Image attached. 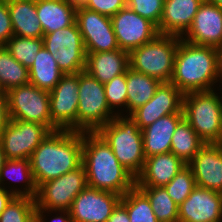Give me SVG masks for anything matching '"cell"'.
<instances>
[{"mask_svg":"<svg viewBox=\"0 0 222 222\" xmlns=\"http://www.w3.org/2000/svg\"><path fill=\"white\" fill-rule=\"evenodd\" d=\"M104 90L110 110L118 105L127 107L126 72L105 83Z\"/></svg>","mask_w":222,"mask_h":222,"instance_id":"obj_37","label":"cell"},{"mask_svg":"<svg viewBox=\"0 0 222 222\" xmlns=\"http://www.w3.org/2000/svg\"><path fill=\"white\" fill-rule=\"evenodd\" d=\"M160 81L128 67L126 70L127 109L131 114L147 103L155 94Z\"/></svg>","mask_w":222,"mask_h":222,"instance_id":"obj_27","label":"cell"},{"mask_svg":"<svg viewBox=\"0 0 222 222\" xmlns=\"http://www.w3.org/2000/svg\"><path fill=\"white\" fill-rule=\"evenodd\" d=\"M36 213L35 199L14 196L0 214V222H34Z\"/></svg>","mask_w":222,"mask_h":222,"instance_id":"obj_34","label":"cell"},{"mask_svg":"<svg viewBox=\"0 0 222 222\" xmlns=\"http://www.w3.org/2000/svg\"><path fill=\"white\" fill-rule=\"evenodd\" d=\"M184 119L205 143L222 139V100L211 91L192 92L183 96Z\"/></svg>","mask_w":222,"mask_h":222,"instance_id":"obj_6","label":"cell"},{"mask_svg":"<svg viewBox=\"0 0 222 222\" xmlns=\"http://www.w3.org/2000/svg\"><path fill=\"white\" fill-rule=\"evenodd\" d=\"M79 73L64 74L49 92L52 131H77Z\"/></svg>","mask_w":222,"mask_h":222,"instance_id":"obj_11","label":"cell"},{"mask_svg":"<svg viewBox=\"0 0 222 222\" xmlns=\"http://www.w3.org/2000/svg\"><path fill=\"white\" fill-rule=\"evenodd\" d=\"M183 96L171 82H161L154 96L129 115L142 130L162 116L183 112Z\"/></svg>","mask_w":222,"mask_h":222,"instance_id":"obj_16","label":"cell"},{"mask_svg":"<svg viewBox=\"0 0 222 222\" xmlns=\"http://www.w3.org/2000/svg\"><path fill=\"white\" fill-rule=\"evenodd\" d=\"M187 165L196 186L222 194V148L218 143H205Z\"/></svg>","mask_w":222,"mask_h":222,"instance_id":"obj_18","label":"cell"},{"mask_svg":"<svg viewBox=\"0 0 222 222\" xmlns=\"http://www.w3.org/2000/svg\"><path fill=\"white\" fill-rule=\"evenodd\" d=\"M120 203L126 208L130 222H159L150 200L136 186L121 196Z\"/></svg>","mask_w":222,"mask_h":222,"instance_id":"obj_30","label":"cell"},{"mask_svg":"<svg viewBox=\"0 0 222 222\" xmlns=\"http://www.w3.org/2000/svg\"><path fill=\"white\" fill-rule=\"evenodd\" d=\"M129 67V52L115 49L108 52L87 53L85 71L105 84L124 74Z\"/></svg>","mask_w":222,"mask_h":222,"instance_id":"obj_22","label":"cell"},{"mask_svg":"<svg viewBox=\"0 0 222 222\" xmlns=\"http://www.w3.org/2000/svg\"><path fill=\"white\" fill-rule=\"evenodd\" d=\"M61 212L66 213L67 217L58 216L55 217L51 222H71L70 211L69 210H61ZM42 208H36V213L34 216V222H44Z\"/></svg>","mask_w":222,"mask_h":222,"instance_id":"obj_42","label":"cell"},{"mask_svg":"<svg viewBox=\"0 0 222 222\" xmlns=\"http://www.w3.org/2000/svg\"><path fill=\"white\" fill-rule=\"evenodd\" d=\"M204 145L205 142L183 118L176 126L171 138L170 151L188 164Z\"/></svg>","mask_w":222,"mask_h":222,"instance_id":"obj_28","label":"cell"},{"mask_svg":"<svg viewBox=\"0 0 222 222\" xmlns=\"http://www.w3.org/2000/svg\"><path fill=\"white\" fill-rule=\"evenodd\" d=\"M6 94L10 119L36 122L52 131L49 91L29 83L14 87Z\"/></svg>","mask_w":222,"mask_h":222,"instance_id":"obj_10","label":"cell"},{"mask_svg":"<svg viewBox=\"0 0 222 222\" xmlns=\"http://www.w3.org/2000/svg\"><path fill=\"white\" fill-rule=\"evenodd\" d=\"M43 46V38L12 36L5 48L12 57L29 69L34 62L35 56Z\"/></svg>","mask_w":222,"mask_h":222,"instance_id":"obj_33","label":"cell"},{"mask_svg":"<svg viewBox=\"0 0 222 222\" xmlns=\"http://www.w3.org/2000/svg\"><path fill=\"white\" fill-rule=\"evenodd\" d=\"M6 160H7L6 155L4 154L2 145L0 143V171L4 167Z\"/></svg>","mask_w":222,"mask_h":222,"instance_id":"obj_45","label":"cell"},{"mask_svg":"<svg viewBox=\"0 0 222 222\" xmlns=\"http://www.w3.org/2000/svg\"><path fill=\"white\" fill-rule=\"evenodd\" d=\"M112 113L106 100L104 84L86 71L80 72L77 131L97 132L114 119L115 115Z\"/></svg>","mask_w":222,"mask_h":222,"instance_id":"obj_7","label":"cell"},{"mask_svg":"<svg viewBox=\"0 0 222 222\" xmlns=\"http://www.w3.org/2000/svg\"><path fill=\"white\" fill-rule=\"evenodd\" d=\"M217 78L216 47L192 44L181 38L170 82L185 95L211 91Z\"/></svg>","mask_w":222,"mask_h":222,"instance_id":"obj_3","label":"cell"},{"mask_svg":"<svg viewBox=\"0 0 222 222\" xmlns=\"http://www.w3.org/2000/svg\"><path fill=\"white\" fill-rule=\"evenodd\" d=\"M83 132L51 131L30 157L37 188L46 181L75 170L82 164Z\"/></svg>","mask_w":222,"mask_h":222,"instance_id":"obj_1","label":"cell"},{"mask_svg":"<svg viewBox=\"0 0 222 222\" xmlns=\"http://www.w3.org/2000/svg\"><path fill=\"white\" fill-rule=\"evenodd\" d=\"M186 34L184 41L192 44L216 48L222 45V8L204 1Z\"/></svg>","mask_w":222,"mask_h":222,"instance_id":"obj_19","label":"cell"},{"mask_svg":"<svg viewBox=\"0 0 222 222\" xmlns=\"http://www.w3.org/2000/svg\"><path fill=\"white\" fill-rule=\"evenodd\" d=\"M66 1L74 6L78 7V6H83V4L85 3L86 0H66Z\"/></svg>","mask_w":222,"mask_h":222,"instance_id":"obj_46","label":"cell"},{"mask_svg":"<svg viewBox=\"0 0 222 222\" xmlns=\"http://www.w3.org/2000/svg\"><path fill=\"white\" fill-rule=\"evenodd\" d=\"M182 37L157 34L152 40L129 52V67L135 71L170 82L175 54Z\"/></svg>","mask_w":222,"mask_h":222,"instance_id":"obj_5","label":"cell"},{"mask_svg":"<svg viewBox=\"0 0 222 222\" xmlns=\"http://www.w3.org/2000/svg\"><path fill=\"white\" fill-rule=\"evenodd\" d=\"M220 146H221V148H222V139H221V141L218 143Z\"/></svg>","mask_w":222,"mask_h":222,"instance_id":"obj_48","label":"cell"},{"mask_svg":"<svg viewBox=\"0 0 222 222\" xmlns=\"http://www.w3.org/2000/svg\"><path fill=\"white\" fill-rule=\"evenodd\" d=\"M150 200L159 222H178V205L164 187H138Z\"/></svg>","mask_w":222,"mask_h":222,"instance_id":"obj_31","label":"cell"},{"mask_svg":"<svg viewBox=\"0 0 222 222\" xmlns=\"http://www.w3.org/2000/svg\"><path fill=\"white\" fill-rule=\"evenodd\" d=\"M126 6L158 28L163 14L164 0H126Z\"/></svg>","mask_w":222,"mask_h":222,"instance_id":"obj_36","label":"cell"},{"mask_svg":"<svg viewBox=\"0 0 222 222\" xmlns=\"http://www.w3.org/2000/svg\"><path fill=\"white\" fill-rule=\"evenodd\" d=\"M76 23L82 34L86 53L108 52L120 49L111 17L83 6L76 8Z\"/></svg>","mask_w":222,"mask_h":222,"instance_id":"obj_13","label":"cell"},{"mask_svg":"<svg viewBox=\"0 0 222 222\" xmlns=\"http://www.w3.org/2000/svg\"><path fill=\"white\" fill-rule=\"evenodd\" d=\"M12 173L13 174L15 173L16 175H13V176L15 177L17 176L19 179L20 177L21 179L25 178L22 180H25V183L27 182L28 185H25L27 186V188H24L25 189L24 191L12 190L11 192L15 196H26V197H31L35 199L37 195V186L33 179L32 170L30 166V159H7L4 164V167L0 171V184L3 181L5 176L10 177Z\"/></svg>","mask_w":222,"mask_h":222,"instance_id":"obj_32","label":"cell"},{"mask_svg":"<svg viewBox=\"0 0 222 222\" xmlns=\"http://www.w3.org/2000/svg\"><path fill=\"white\" fill-rule=\"evenodd\" d=\"M76 8L66 0H36L37 17L44 35L72 25L76 21Z\"/></svg>","mask_w":222,"mask_h":222,"instance_id":"obj_24","label":"cell"},{"mask_svg":"<svg viewBox=\"0 0 222 222\" xmlns=\"http://www.w3.org/2000/svg\"><path fill=\"white\" fill-rule=\"evenodd\" d=\"M28 71L29 83L49 92L55 88L64 75L59 69L55 58L44 45L35 56L33 65Z\"/></svg>","mask_w":222,"mask_h":222,"instance_id":"obj_26","label":"cell"},{"mask_svg":"<svg viewBox=\"0 0 222 222\" xmlns=\"http://www.w3.org/2000/svg\"><path fill=\"white\" fill-rule=\"evenodd\" d=\"M15 195L0 186V214Z\"/></svg>","mask_w":222,"mask_h":222,"instance_id":"obj_43","label":"cell"},{"mask_svg":"<svg viewBox=\"0 0 222 222\" xmlns=\"http://www.w3.org/2000/svg\"><path fill=\"white\" fill-rule=\"evenodd\" d=\"M10 120L7 94L5 91L0 90V136L7 127Z\"/></svg>","mask_w":222,"mask_h":222,"instance_id":"obj_40","label":"cell"},{"mask_svg":"<svg viewBox=\"0 0 222 222\" xmlns=\"http://www.w3.org/2000/svg\"><path fill=\"white\" fill-rule=\"evenodd\" d=\"M126 6V0H86L83 7L108 17L114 16Z\"/></svg>","mask_w":222,"mask_h":222,"instance_id":"obj_38","label":"cell"},{"mask_svg":"<svg viewBox=\"0 0 222 222\" xmlns=\"http://www.w3.org/2000/svg\"><path fill=\"white\" fill-rule=\"evenodd\" d=\"M97 133L110 146L119 163L136 178L146 159L142 130L136 122L131 117L116 115Z\"/></svg>","mask_w":222,"mask_h":222,"instance_id":"obj_4","label":"cell"},{"mask_svg":"<svg viewBox=\"0 0 222 222\" xmlns=\"http://www.w3.org/2000/svg\"><path fill=\"white\" fill-rule=\"evenodd\" d=\"M222 194L196 186L178 206V222H220Z\"/></svg>","mask_w":222,"mask_h":222,"instance_id":"obj_17","label":"cell"},{"mask_svg":"<svg viewBox=\"0 0 222 222\" xmlns=\"http://www.w3.org/2000/svg\"><path fill=\"white\" fill-rule=\"evenodd\" d=\"M217 51V77H222V45L216 48Z\"/></svg>","mask_w":222,"mask_h":222,"instance_id":"obj_44","label":"cell"},{"mask_svg":"<svg viewBox=\"0 0 222 222\" xmlns=\"http://www.w3.org/2000/svg\"><path fill=\"white\" fill-rule=\"evenodd\" d=\"M183 118V112L165 115L142 129L146 157L170 152L171 138L176 126Z\"/></svg>","mask_w":222,"mask_h":222,"instance_id":"obj_23","label":"cell"},{"mask_svg":"<svg viewBox=\"0 0 222 222\" xmlns=\"http://www.w3.org/2000/svg\"><path fill=\"white\" fill-rule=\"evenodd\" d=\"M106 222H130L126 208L119 203Z\"/></svg>","mask_w":222,"mask_h":222,"instance_id":"obj_41","label":"cell"},{"mask_svg":"<svg viewBox=\"0 0 222 222\" xmlns=\"http://www.w3.org/2000/svg\"><path fill=\"white\" fill-rule=\"evenodd\" d=\"M207 3L214 4L215 6H218L219 8H222V0H204Z\"/></svg>","mask_w":222,"mask_h":222,"instance_id":"obj_47","label":"cell"},{"mask_svg":"<svg viewBox=\"0 0 222 222\" xmlns=\"http://www.w3.org/2000/svg\"><path fill=\"white\" fill-rule=\"evenodd\" d=\"M120 200L121 195L87 186L73 200L71 222H106Z\"/></svg>","mask_w":222,"mask_h":222,"instance_id":"obj_14","label":"cell"},{"mask_svg":"<svg viewBox=\"0 0 222 222\" xmlns=\"http://www.w3.org/2000/svg\"><path fill=\"white\" fill-rule=\"evenodd\" d=\"M87 186L85 167L81 164L75 170L41 184L35 197L36 208L70 210L75 197Z\"/></svg>","mask_w":222,"mask_h":222,"instance_id":"obj_9","label":"cell"},{"mask_svg":"<svg viewBox=\"0 0 222 222\" xmlns=\"http://www.w3.org/2000/svg\"><path fill=\"white\" fill-rule=\"evenodd\" d=\"M196 187L192 169L186 165L164 186L169 196L179 206Z\"/></svg>","mask_w":222,"mask_h":222,"instance_id":"obj_35","label":"cell"},{"mask_svg":"<svg viewBox=\"0 0 222 222\" xmlns=\"http://www.w3.org/2000/svg\"><path fill=\"white\" fill-rule=\"evenodd\" d=\"M186 165L171 151L146 157L136 187H164Z\"/></svg>","mask_w":222,"mask_h":222,"instance_id":"obj_20","label":"cell"},{"mask_svg":"<svg viewBox=\"0 0 222 222\" xmlns=\"http://www.w3.org/2000/svg\"><path fill=\"white\" fill-rule=\"evenodd\" d=\"M203 2L204 0H164L158 33L182 37L181 34L188 31Z\"/></svg>","mask_w":222,"mask_h":222,"instance_id":"obj_21","label":"cell"},{"mask_svg":"<svg viewBox=\"0 0 222 222\" xmlns=\"http://www.w3.org/2000/svg\"><path fill=\"white\" fill-rule=\"evenodd\" d=\"M82 164L91 188L122 196L136 186V178L119 163L97 132H83Z\"/></svg>","mask_w":222,"mask_h":222,"instance_id":"obj_2","label":"cell"},{"mask_svg":"<svg viewBox=\"0 0 222 222\" xmlns=\"http://www.w3.org/2000/svg\"><path fill=\"white\" fill-rule=\"evenodd\" d=\"M14 36L43 38L36 0H7Z\"/></svg>","mask_w":222,"mask_h":222,"instance_id":"obj_25","label":"cell"},{"mask_svg":"<svg viewBox=\"0 0 222 222\" xmlns=\"http://www.w3.org/2000/svg\"><path fill=\"white\" fill-rule=\"evenodd\" d=\"M29 84V71L16 61L5 46H0V90Z\"/></svg>","mask_w":222,"mask_h":222,"instance_id":"obj_29","label":"cell"},{"mask_svg":"<svg viewBox=\"0 0 222 222\" xmlns=\"http://www.w3.org/2000/svg\"><path fill=\"white\" fill-rule=\"evenodd\" d=\"M114 33L120 49L130 52L152 40L158 33L149 20L125 6L111 17Z\"/></svg>","mask_w":222,"mask_h":222,"instance_id":"obj_15","label":"cell"},{"mask_svg":"<svg viewBox=\"0 0 222 222\" xmlns=\"http://www.w3.org/2000/svg\"><path fill=\"white\" fill-rule=\"evenodd\" d=\"M43 45L64 74L85 71L87 53L76 21L68 27L43 35Z\"/></svg>","mask_w":222,"mask_h":222,"instance_id":"obj_8","label":"cell"},{"mask_svg":"<svg viewBox=\"0 0 222 222\" xmlns=\"http://www.w3.org/2000/svg\"><path fill=\"white\" fill-rule=\"evenodd\" d=\"M14 35L7 0H0V46Z\"/></svg>","mask_w":222,"mask_h":222,"instance_id":"obj_39","label":"cell"},{"mask_svg":"<svg viewBox=\"0 0 222 222\" xmlns=\"http://www.w3.org/2000/svg\"><path fill=\"white\" fill-rule=\"evenodd\" d=\"M50 132L45 125L11 119L1 133L0 143L7 159H30Z\"/></svg>","mask_w":222,"mask_h":222,"instance_id":"obj_12","label":"cell"}]
</instances>
